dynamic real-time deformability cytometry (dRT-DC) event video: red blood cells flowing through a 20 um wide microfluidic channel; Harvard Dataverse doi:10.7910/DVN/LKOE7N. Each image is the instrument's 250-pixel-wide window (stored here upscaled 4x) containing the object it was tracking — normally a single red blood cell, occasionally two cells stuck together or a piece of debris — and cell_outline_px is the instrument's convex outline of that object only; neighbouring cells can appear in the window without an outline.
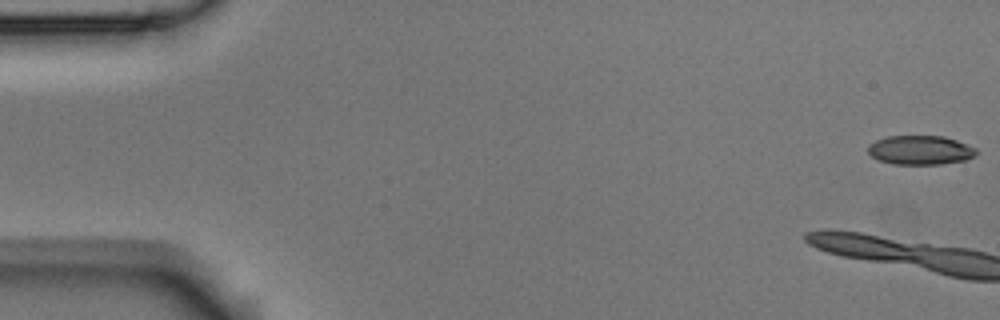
{"species": "Egyptian fruit bat (a non-hibernating species)", "species_latin": "Rousettus aegyptiacus", "temperature_condition": "room temperature", "stored_images_in_passage": 10, "camera_frame_rate_fps": 3000, "um_per_image_px": 0.085, "animal": {"sex": "male"}, "frame": {"image": 1, "passage_image": 1, "time_ms": 0.0, "image_size_px": [1000, 320], "cell_outline_px": [[976, 156], [968, 160], [940, 164], [892, 164], [880, 160], [872, 156], [868, 152], [868, 144], [876, 140], [888, 136], [944, 136], [956, 140], [976, 148]], "centroid_in_image_um": [78.24, 12.76], "position_along_channel_um": 6.8, "area_um2": 18.44}}